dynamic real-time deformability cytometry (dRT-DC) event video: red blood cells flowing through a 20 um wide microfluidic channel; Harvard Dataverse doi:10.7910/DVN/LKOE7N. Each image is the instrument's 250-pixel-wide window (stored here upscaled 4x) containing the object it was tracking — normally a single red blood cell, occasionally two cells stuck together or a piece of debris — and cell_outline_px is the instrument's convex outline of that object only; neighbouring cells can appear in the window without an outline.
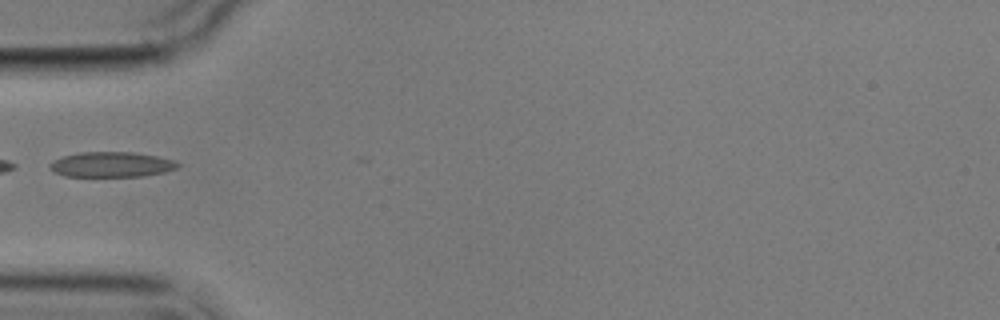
{"species": "common noctule bat (a hibernating species)", "species_latin": "Nyctalus noctula", "temperature_condition": "cold", "stored_images_in_passage": 6, "camera_frame_rate_fps": 3000, "um_per_image_px": 0.085, "animal": {"sex": "male", "body_mass_g": 17.9}, "frame": {"image": 1, "passage_image": 6, "time_ms": 6.0, "image_size_px": [1000, 320], "cell_outline_px": [[180, 164], [176, 168], [164, 172], [144, 176], [64, 176], [48, 168], [48, 164], [52, 160], [64, 156], [80, 152], [132, 152], [156, 156], [172, 160]], "centroid_in_image_um": [9.43, 13.98], "position_along_channel_um": 75.6, "area_um2": 18.67}}